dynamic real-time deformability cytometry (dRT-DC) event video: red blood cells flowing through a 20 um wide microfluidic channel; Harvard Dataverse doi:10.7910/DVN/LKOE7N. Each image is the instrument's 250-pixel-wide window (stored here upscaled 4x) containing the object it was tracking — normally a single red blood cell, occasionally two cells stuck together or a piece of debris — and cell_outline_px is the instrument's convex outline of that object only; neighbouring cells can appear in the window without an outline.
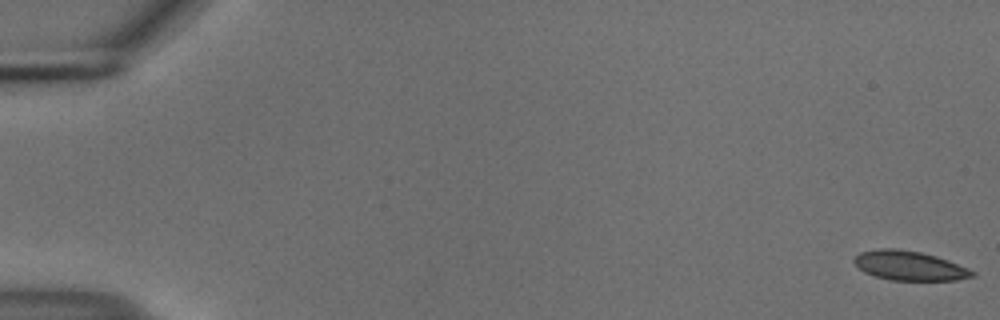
{"species": "common noctule bat (a hibernating species)", "species_latin": "Nyctalus noctula", "temperature_condition": "cold", "stored_images_in_passage": 56, "camera_frame_rate_fps": 3000, "um_per_image_px": 0.085, "animal": {"sex": "male", "body_mass_g": 18.8}, "frame": {"image": 1, "passage_image": 1, "time_ms": 0.0, "image_size_px": [1000, 320], "cell_outline_px": [[976, 276], [956, 280], [892, 280], [876, 276], [864, 272], [852, 260], [860, 252], [880, 248], [896, 248], [920, 252], [936, 256], [948, 260], [968, 268], [976, 272]], "centroid_in_image_um": [77.32, 22.58], "position_along_channel_um": 7.7, "area_um2": 20.17}}
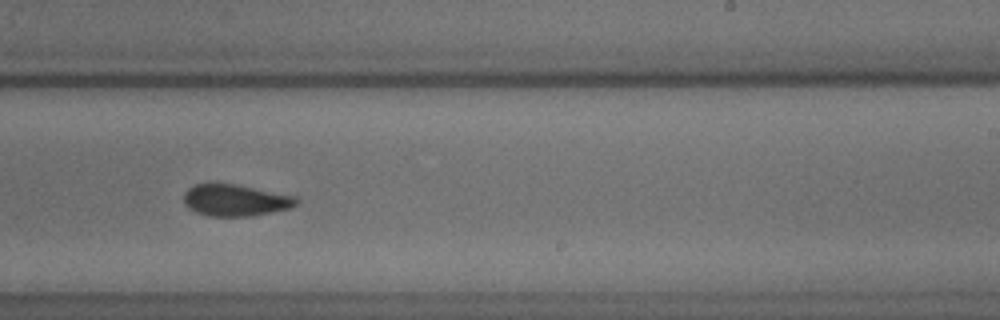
{"frame": {"image": 2, "passage_image": 35, "time_ms": 11.333, "image_size_px": [1000, 320], "cell_outline_px": [[300, 200], [292, 208], [252, 216], [208, 216], [196, 212], [188, 208], [184, 204], [184, 192], [192, 184], [236, 184], [296, 196]], "centroid_in_image_um": [20.01, 17.02], "position_along_channel_um": 269.0, "area_um2": 20.92}}
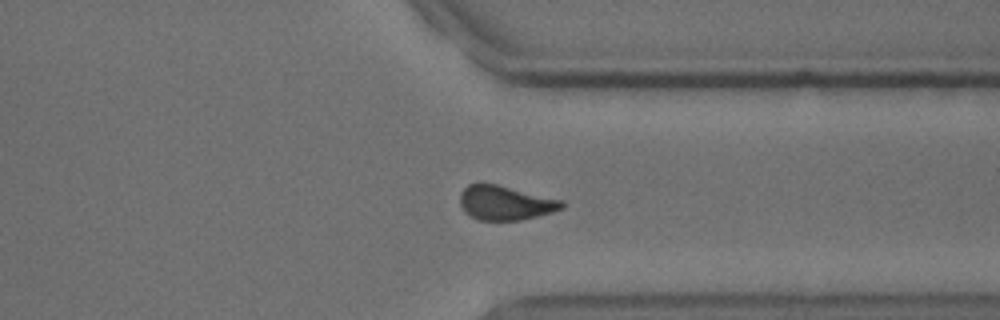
{"frame": {"image": 3, "passage_image": 43, "time_ms": 14.0, "image_size_px": [1000, 320], "cell_outline_px": [[564, 208], [552, 212], [520, 220], [480, 220], [464, 212], [460, 204], [460, 192], [468, 184], [496, 184], [564, 200]], "centroid_in_image_um": [42.96, 17.24], "position_along_channel_um": 368.4, "area_um2": 20.29}, "authors_computed_cell_mechanics": {"area_um2": 20.6346, "velocity_mm_per_s": 3.7258, "shape_relaxation_time_tau1_ms": 6.6402, "shape_relaxation_time_tau2_ms": 3.9051, "deformation_change_tau1": 0.1235, "deformation_change_tau2": 0.0718}}